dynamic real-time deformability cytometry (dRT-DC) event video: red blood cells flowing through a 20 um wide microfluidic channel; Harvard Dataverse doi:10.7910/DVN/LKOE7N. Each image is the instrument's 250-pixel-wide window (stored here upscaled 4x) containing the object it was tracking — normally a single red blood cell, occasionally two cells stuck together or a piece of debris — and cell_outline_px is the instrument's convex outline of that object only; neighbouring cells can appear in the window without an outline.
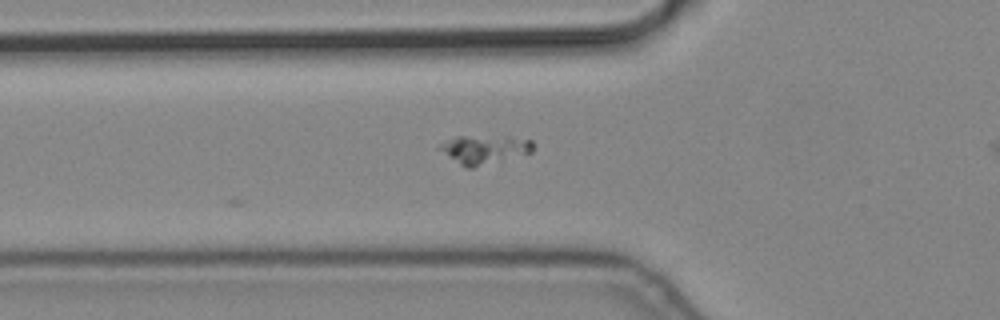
{"species": "common noctule bat (a hibernating species)", "species_latin": "Nyctalus noctula", "temperature_condition": "cold", "stored_images_in_passage": 8, "camera_frame_rate_fps": 3000, "um_per_image_px": 0.085, "animal": {"sex": "male", "body_mass_g": 19.2, "forearm_length_mm": 51.8}, "frame": {"image": 1, "passage_image": 7, "time_ms": 2.0, "image_size_px": [1000, 320], "cell_outline_px": [[532, 152], [472, 168], [468, 168], [460, 164], [436, 148], [444, 140], [456, 136], [508, 136], [532, 140]], "centroid_in_image_um": [41.13, 12.68], "position_along_channel_um": 84.7, "area_um2": 15.55}}